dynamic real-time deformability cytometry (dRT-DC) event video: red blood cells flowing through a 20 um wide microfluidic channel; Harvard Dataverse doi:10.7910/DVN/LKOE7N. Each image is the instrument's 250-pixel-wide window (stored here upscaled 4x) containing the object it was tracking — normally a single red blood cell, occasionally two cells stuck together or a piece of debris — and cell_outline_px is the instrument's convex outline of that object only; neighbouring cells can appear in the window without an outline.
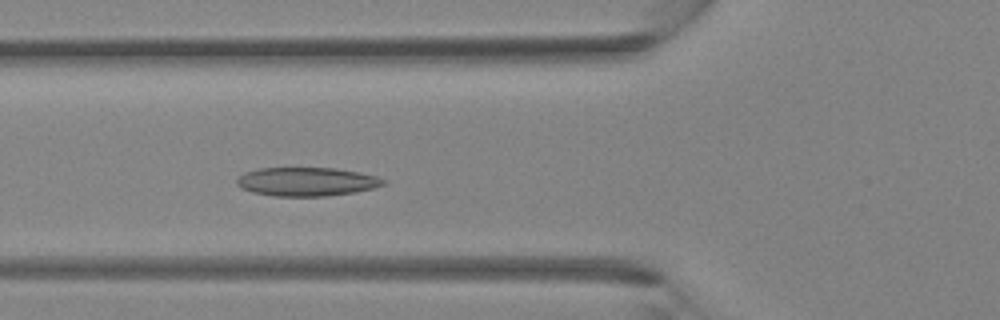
{"species": "Egyptian fruit bat (a non-hibernating species)", "species_latin": "Rousettus aegyptiacus", "temperature_condition": "room temperature", "stored_images_in_passage": 37, "camera_frame_rate_fps": 3000, "um_per_image_px": 0.085, "animal": {"sex": "female"}, "frame": {"image": 1, "passage_image": 12, "time_ms": 3.667, "image_size_px": [1000, 320], "cell_outline_px": [[388, 180], [384, 184], [372, 188], [352, 192], [324, 196], [272, 196], [252, 192], [240, 188], [236, 184], [236, 180], [244, 172], [260, 168], [336, 168], [360, 172], [376, 176]], "centroid_in_image_um": [26.04, 15.44], "position_along_channel_um": 99.8, "area_um2": 24.51}}
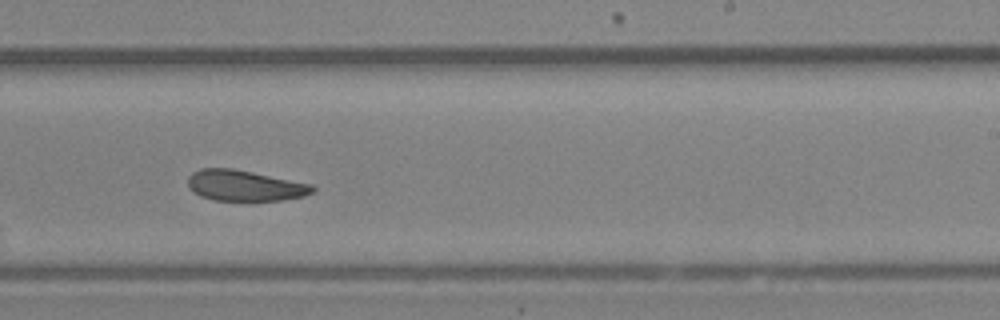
{"frame": {"image": 2, "passage_image": 22, "time_ms": 7.0, "image_size_px": [1000, 320], "cell_outline_px": [[316, 188], [312, 192], [304, 196], [284, 200], [212, 200], [200, 196], [192, 192], [188, 188], [188, 176], [192, 172], [200, 168], [232, 168], [312, 184]], "centroid_in_image_um": [20.76, 15.77], "position_along_channel_um": 268.2, "area_um2": 22.43}}
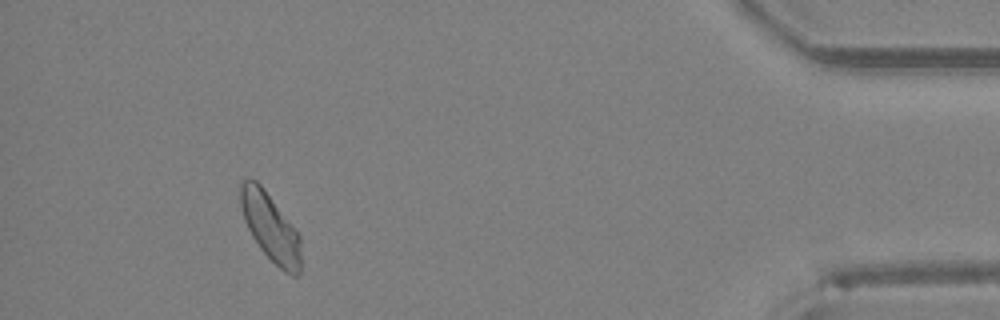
{"frame": {"image": 3, "passage_image": 34, "time_ms": 11.0, "image_size_px": [1000, 320], "cell_outline_px": [[300, 272], [296, 276], [292, 276], [284, 272], [260, 248], [252, 236], [244, 220], [240, 208], [240, 184], [244, 180], [256, 180], [264, 188], [296, 228], [300, 236]], "centroid_in_image_um": [22.99, 19.31], "position_along_channel_um": 412.2, "area_um2": 23.87}}